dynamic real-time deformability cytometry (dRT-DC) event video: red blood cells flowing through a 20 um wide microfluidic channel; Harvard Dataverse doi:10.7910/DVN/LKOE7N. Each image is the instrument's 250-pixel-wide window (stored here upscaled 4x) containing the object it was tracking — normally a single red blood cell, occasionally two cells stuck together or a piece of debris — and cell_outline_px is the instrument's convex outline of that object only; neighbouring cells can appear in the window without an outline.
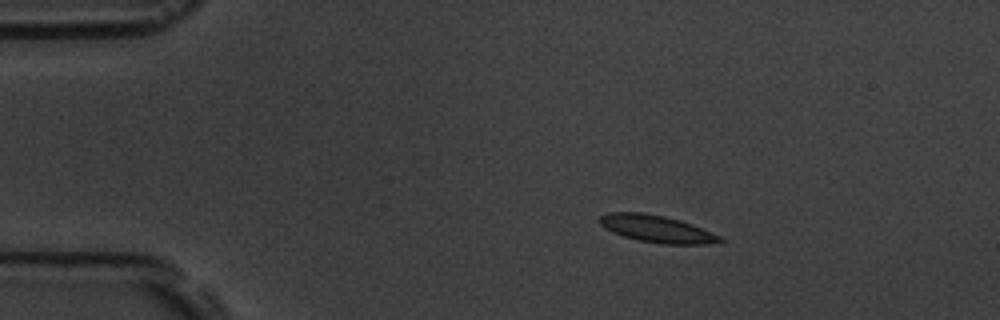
{"species": "common noctule bat (a hibernating species)", "species_latin": "Nyctalus noctula", "temperature_condition": "room temperature", "stored_images_in_passage": 6, "camera_frame_rate_fps": 3000, "um_per_image_px": 0.085, "animal": {"sex": "male", "body_mass_g": 19.5, "forearm_length_mm": 54.6}, "frame": {"image": 1, "passage_image": 2, "time_ms": 2.0, "image_size_px": [1000, 320], "cell_outline_px": [[724, 240], [704, 244], [660, 244], [640, 240], [624, 236], [612, 232], [604, 228], [596, 220], [600, 216], [608, 212], [644, 212], [664, 216], [680, 220], [692, 224], [720, 236]], "centroid_in_image_um": [55.75, 19.43], "position_along_channel_um": 29.2, "area_um2": 18.96}}
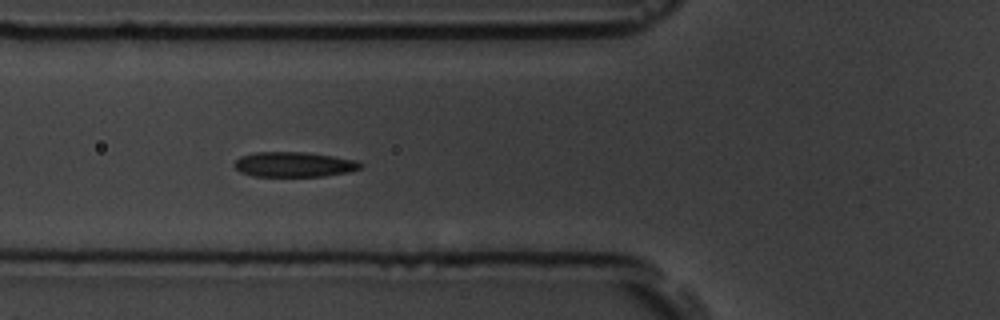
{"frame": {"image": 2, "passage_image": 5, "time_ms": 5.667, "image_size_px": [1000, 320], "cell_outline_px": [[364, 164], [360, 168], [348, 172], [324, 176], [252, 176], [240, 172], [232, 164], [240, 156], [256, 152], [304, 152], [332, 156], [356, 160]], "centroid_in_image_um": [24.97, 13.98], "position_along_channel_um": 100.8, "area_um2": 18.38}}
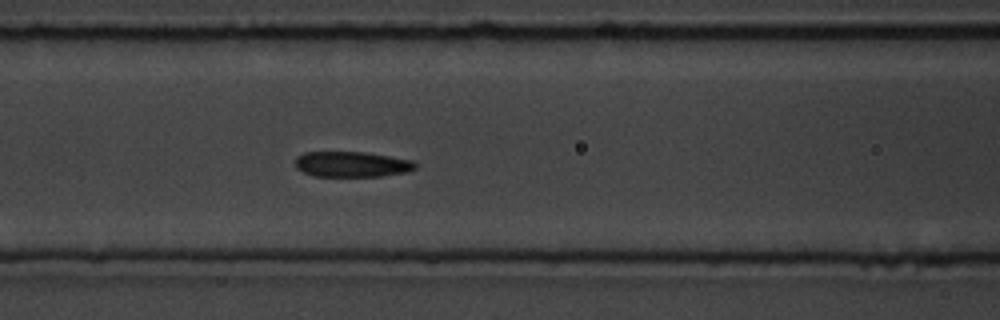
{"frame": {"image": 3, "passage_image": 6, "time_ms": 6.667, "image_size_px": [1000, 320], "cell_outline_px": [[416, 168], [404, 172], [380, 176], [312, 176], [296, 168], [296, 156], [304, 152], [364, 152], [412, 160], [416, 164]], "centroid_in_image_um": [29.86, 13.96], "position_along_channel_um": 136.7, "area_um2": 17.69}}